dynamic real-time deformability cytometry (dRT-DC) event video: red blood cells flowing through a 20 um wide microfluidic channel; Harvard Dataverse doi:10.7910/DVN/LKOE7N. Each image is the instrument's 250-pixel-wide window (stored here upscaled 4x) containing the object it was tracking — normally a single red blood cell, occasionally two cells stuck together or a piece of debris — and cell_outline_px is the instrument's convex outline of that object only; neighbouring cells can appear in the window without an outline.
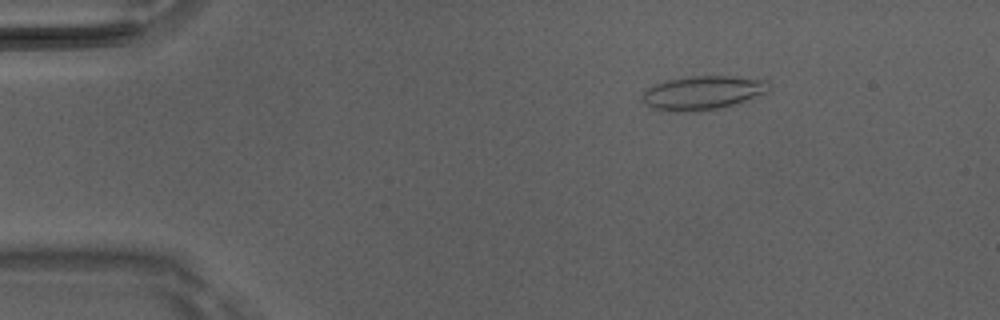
{"species": "Egyptian fruit bat (a non-hibernating species)", "species_latin": "Rousettus aegyptiacus", "temperature_condition": "room temperature", "stored_images_in_passage": 5, "camera_frame_rate_fps": 3000, "um_per_image_px": 0.085, "animal": {"sex": "male"}, "frame": {"image": 1, "passage_image": 3, "time_ms": 0.667, "image_size_px": [1000, 320], "cell_outline_px": [[772, 88], [768, 92], [720, 108], [700, 112], [672, 112], [652, 108], [640, 96], [648, 88], [656, 84], [668, 80], [688, 76], [732, 76], [764, 80]], "centroid_in_image_um": [59.72, 7.89], "position_along_channel_um": 25.3, "area_um2": 24.85}}